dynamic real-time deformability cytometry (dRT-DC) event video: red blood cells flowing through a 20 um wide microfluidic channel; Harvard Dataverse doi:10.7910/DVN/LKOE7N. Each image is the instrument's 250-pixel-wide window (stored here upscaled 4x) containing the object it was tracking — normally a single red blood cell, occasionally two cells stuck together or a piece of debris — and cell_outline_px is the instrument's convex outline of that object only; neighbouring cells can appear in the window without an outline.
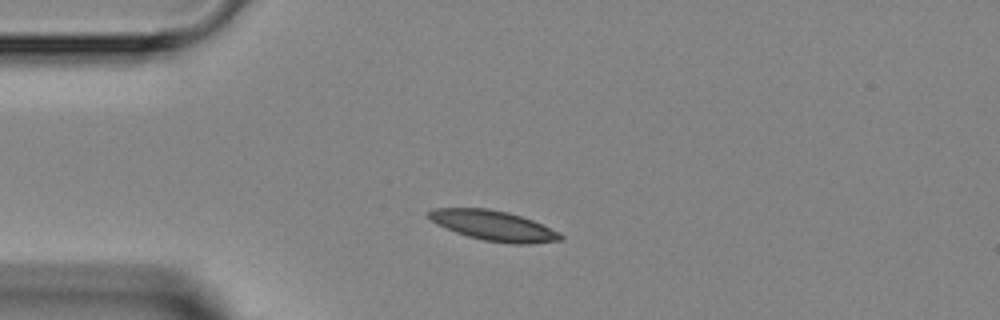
{"species": "Egyptian fruit bat (a non-hibernating species)", "species_latin": "Rousettus aegyptiacus", "temperature_condition": "room temperature", "stored_images_in_passage": 3, "camera_frame_rate_fps": 3000, "um_per_image_px": 0.085, "animal": {"sex": "female"}, "frame": {"image": 1, "passage_image": 1, "time_ms": 0.0, "image_size_px": [1000, 320], "cell_outline_px": [[564, 240], [532, 244], [512, 244], [484, 240], [468, 236], [456, 232], [436, 224], [424, 212], [432, 208], [488, 208], [508, 212], [532, 220], [560, 232], [564, 236]], "centroid_in_image_um": [41.96, 19.18], "position_along_channel_um": 43.0, "area_um2": 23.24}}
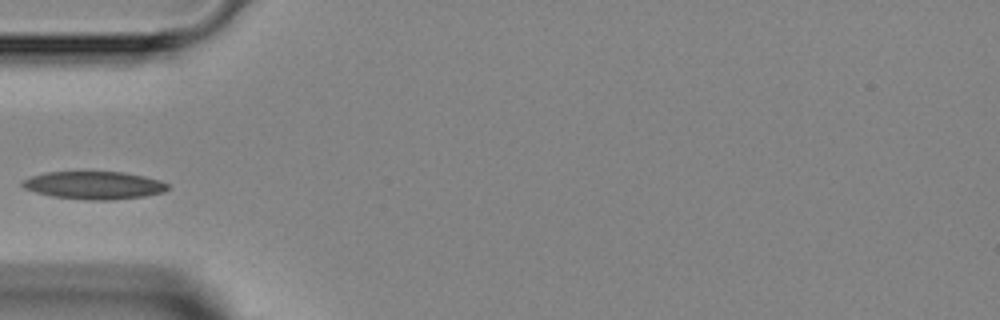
{"frame": {"image": 2, "passage_image": 2, "time_ms": 1.333, "image_size_px": [1000, 320], "cell_outline_px": [[168, 188], [164, 192], [144, 196], [112, 200], [88, 200], [52, 196], [36, 192], [24, 188], [20, 184], [24, 180], [32, 176], [48, 172], [124, 172], [144, 176], [160, 180], [168, 184]], "centroid_in_image_um": [8.02, 15.75], "position_along_channel_um": 77.0, "area_um2": 23.41}}
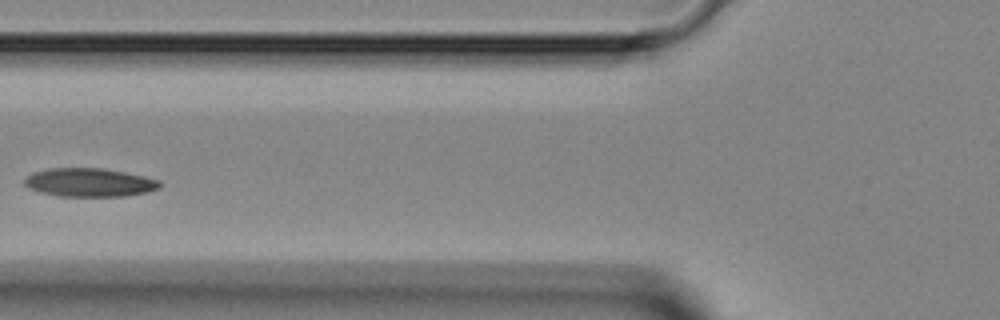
{"frame": {"image": 3, "passage_image": 3, "time_ms": 2.333, "image_size_px": [1000, 320], "cell_outline_px": [[160, 188], [148, 192], [124, 196], [60, 196], [40, 192], [28, 188], [24, 184], [24, 180], [32, 172], [48, 168], [104, 168], [124, 172], [160, 180]], "centroid_in_image_um": [7.59, 15.5], "position_along_channel_um": 118.2, "area_um2": 22.48}}